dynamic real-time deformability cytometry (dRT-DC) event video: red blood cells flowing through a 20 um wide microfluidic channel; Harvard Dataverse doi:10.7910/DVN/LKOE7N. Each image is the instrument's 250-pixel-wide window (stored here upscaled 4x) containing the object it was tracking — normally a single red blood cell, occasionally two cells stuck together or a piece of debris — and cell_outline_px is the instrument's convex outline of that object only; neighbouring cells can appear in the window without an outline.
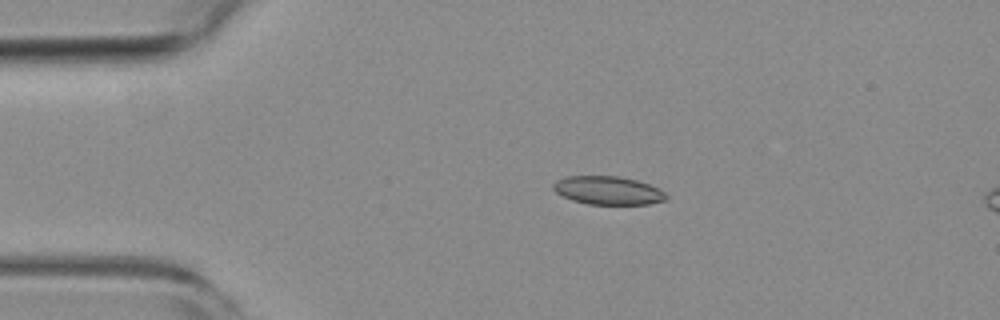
{"species": "common noctule bat (a hibernating species)", "species_latin": "Nyctalus noctula", "temperature_condition": "room temperature", "stored_images_in_passage": 6, "camera_frame_rate_fps": 3000, "um_per_image_px": 0.085, "animal": {"sex": "female", "body_mass_g": 19.3, "forearm_length_mm": 54.1}, "frame": {"image": 1, "passage_image": 1, "time_ms": 0.0, "image_size_px": [1000, 320], "cell_outline_px": [[668, 200], [648, 204], [588, 204], [572, 200], [556, 192], [552, 188], [552, 184], [556, 180], [568, 176], [620, 176], [636, 180], [660, 188], [668, 196]], "centroid_in_image_um": [51.7, 16.18], "position_along_channel_um": 33.3, "area_um2": 18.73}}